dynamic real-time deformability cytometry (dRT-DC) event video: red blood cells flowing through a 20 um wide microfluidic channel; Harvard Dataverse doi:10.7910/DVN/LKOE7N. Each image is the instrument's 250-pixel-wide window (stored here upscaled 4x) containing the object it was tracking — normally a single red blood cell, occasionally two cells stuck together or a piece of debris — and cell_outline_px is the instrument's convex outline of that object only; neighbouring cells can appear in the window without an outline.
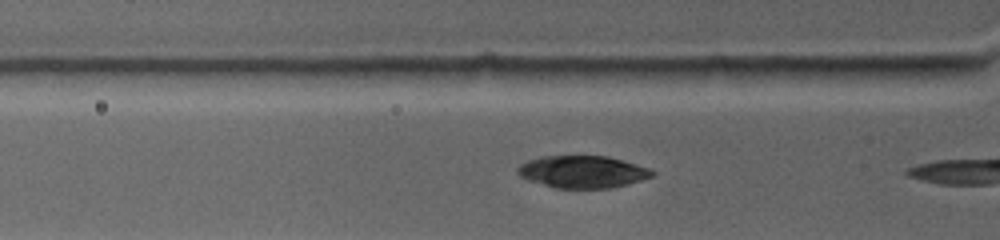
{"species": "common noctule bat (a hibernating species)", "species_latin": "Nyctalus noctula", "temperature_condition": "warm", "stored_images_in_passage": 3, "segment_of_instrument_passage": [2, 2], "camera_frame_rate_fps": 4500, "um_per_image_px": 0.085, "animal": {"sex": "female", "body_mass_g": 19.0, "forearm_length_mm": 53.3}, "frame": {"image": 1, "passage_image": 3, "time_ms": 1.778, "image_size_px": [1000, 240], "cell_outline_px": [[656, 172], [652, 176], [628, 184], [608, 188], [556, 188], [528, 180], [520, 176], [516, 172], [516, 168], [520, 164], [528, 160], [540, 156], [608, 156], [624, 160], [652, 168]], "centroid_in_image_um": [49.53, 14.59], "position_along_channel_um": 76.3, "area_um2": 25.43}}